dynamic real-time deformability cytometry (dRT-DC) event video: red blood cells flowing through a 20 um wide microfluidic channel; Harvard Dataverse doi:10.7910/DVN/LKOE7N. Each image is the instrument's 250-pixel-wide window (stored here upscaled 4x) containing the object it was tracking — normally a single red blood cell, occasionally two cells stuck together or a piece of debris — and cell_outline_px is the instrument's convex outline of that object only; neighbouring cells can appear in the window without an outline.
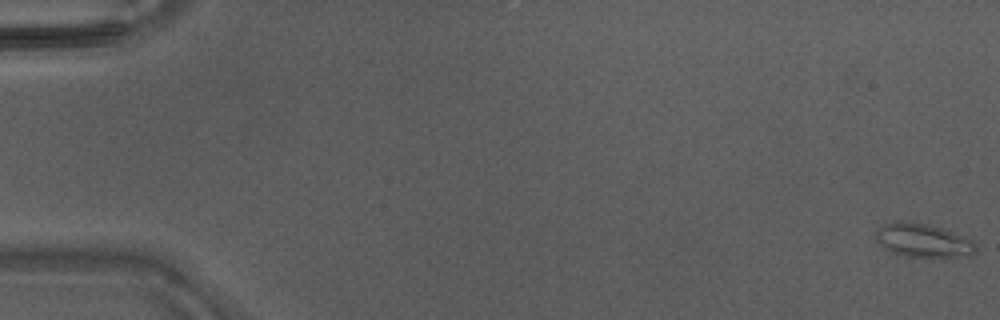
{"species": "Egyptian fruit bat (a non-hibernating species)", "species_latin": "Rousettus aegyptiacus", "temperature_condition": "warm", "stored_images_in_passage": 47, "camera_frame_rate_fps": 3000, "um_per_image_px": 0.085, "animal": {"sex": "male"}, "frame": {"image": 1, "passage_image": 1, "time_ms": 0.0, "image_size_px": [1000, 320], "cell_outline_px": [[976, 252], [972, 256], [932, 260], [904, 256], [892, 252], [884, 248], [880, 244], [876, 236], [876, 232], [884, 224], [892, 220], [900, 220], [928, 224], [952, 232], [972, 240], [976, 244]], "centroid_in_image_um": [78.51, 20.49], "position_along_channel_um": 6.5, "area_um2": 20.35}}
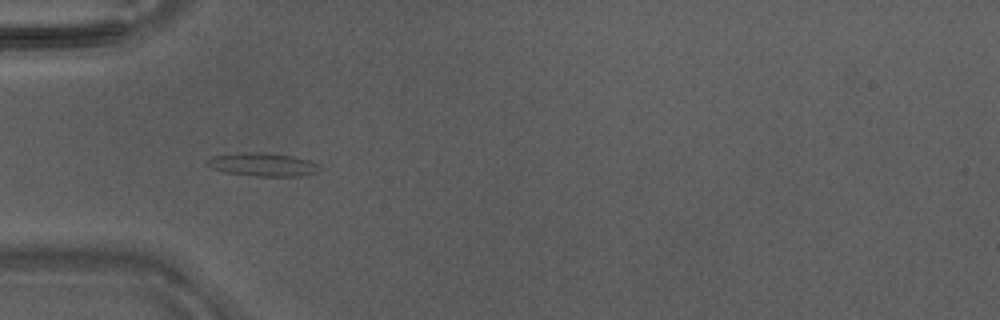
{"frame": {"image": 2, "passage_image": 16, "time_ms": 5.0, "image_size_px": [1000, 320], "cell_outline_px": [[324, 168], [316, 172], [300, 176], [256, 176], [224, 172], [212, 168], [204, 164], [204, 160], [212, 156], [244, 152], [264, 152], [292, 156], [312, 160]], "centroid_in_image_um": [22.33, 13.98], "position_along_channel_um": 62.7, "area_um2": 15.55}}